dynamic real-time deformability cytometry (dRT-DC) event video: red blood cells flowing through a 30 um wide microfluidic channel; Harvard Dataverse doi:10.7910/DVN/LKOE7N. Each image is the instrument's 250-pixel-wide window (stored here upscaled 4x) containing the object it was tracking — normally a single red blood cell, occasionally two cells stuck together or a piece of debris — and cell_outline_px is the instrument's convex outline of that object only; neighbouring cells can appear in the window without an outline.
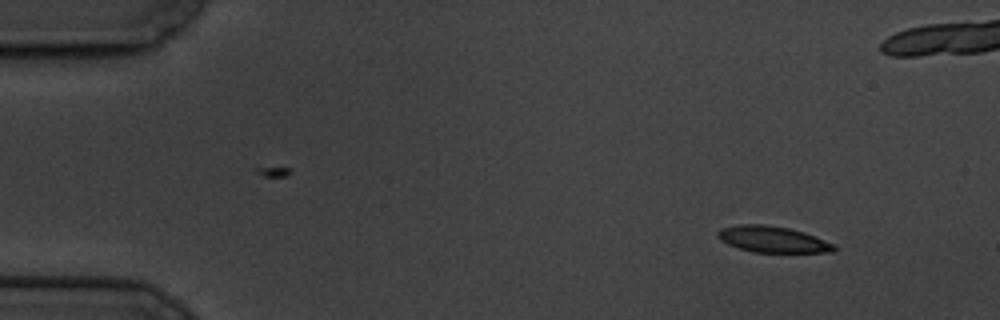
{"species": "common noctule bat (a hibernating species)", "species_latin": "Nyctalus noctula", "temperature_condition": "cold", "stored_images_in_passage": 15, "camera_frame_rate_fps": 3000, "um_per_image_px": 0.085, "animal": {"sex": "male", "body_mass_g": 19.5, "forearm_length_mm": 54.6}, "frame": {"image": 1, "passage_image": 1, "time_ms": 0.0, "image_size_px": [1000, 320], "cell_outline_px": [[836, 252], [752, 252], [728, 244], [720, 240], [716, 236], [716, 232], [720, 228], [740, 224], [764, 224], [788, 228], [804, 232], [836, 244]], "centroid_in_image_um": [65.68, 20.34], "position_along_channel_um": 19.3, "area_um2": 17.86}}
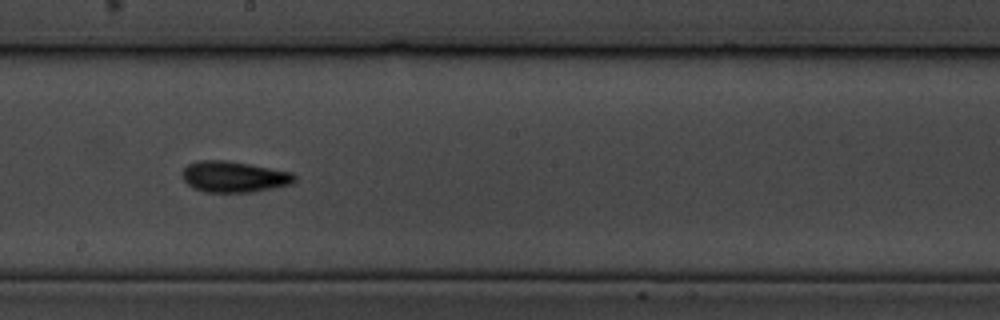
{"frame": {"image": 2, "passage_image": 8, "time_ms": 9.0, "image_size_px": [1000, 320], "cell_outline_px": [[296, 180], [292, 184], [252, 192], [204, 192], [192, 188], [180, 176], [180, 172], [188, 164], [196, 160], [228, 160], [292, 172], [296, 176]], "centroid_in_image_um": [19.85, 15.02], "position_along_channel_um": 228.4, "area_um2": 20.58}}
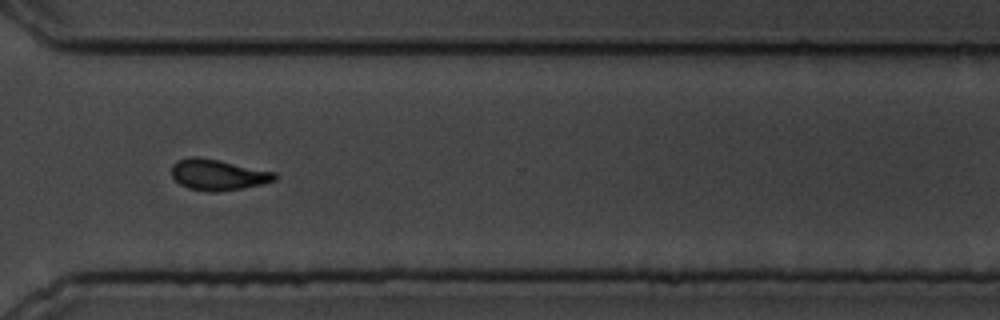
{"frame": {"image": 3, "passage_image": 11, "time_ms": 12.667, "image_size_px": [1000, 320], "cell_outline_px": [[276, 180], [244, 188], [216, 192], [208, 192], [188, 188], [180, 184], [172, 176], [172, 164], [176, 160], [188, 156], [196, 156], [220, 160], [276, 172]], "centroid_in_image_um": [18.5, 14.84], "position_along_channel_um": 352.1, "area_um2": 18.73}, "authors_computed_cell_mechanics": {"area_um2": 18.7272, "velocity_mm_per_s": 3.3747, "shape_relaxation_time_tau1_ms": 2.9916, "shape_relaxation_time_tau2_ms": 2.3481, "deformation_change_tau1": 0.1128, "deformation_change_tau2": 0.0744}}